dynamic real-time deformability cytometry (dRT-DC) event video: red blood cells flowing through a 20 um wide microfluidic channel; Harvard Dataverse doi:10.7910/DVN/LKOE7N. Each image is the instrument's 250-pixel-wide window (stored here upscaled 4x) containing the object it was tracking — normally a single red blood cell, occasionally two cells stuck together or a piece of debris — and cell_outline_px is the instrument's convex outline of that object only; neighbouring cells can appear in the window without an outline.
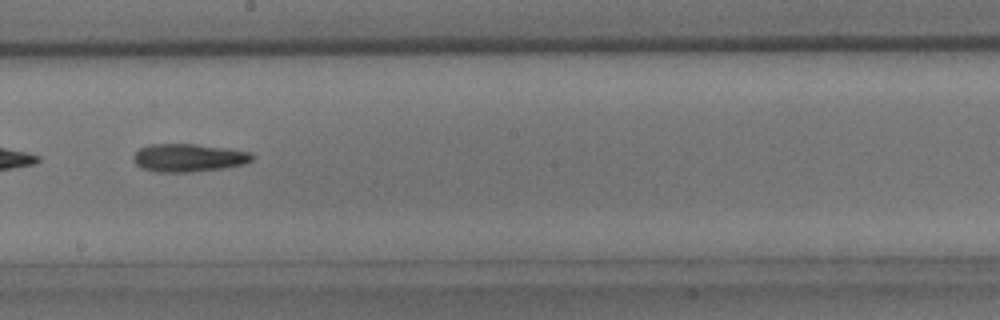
{"species": "common noctule bat (a hibernating species)", "species_latin": "Nyctalus noctula", "temperature_condition": "room temperature", "stored_images_in_passage": 29, "camera_frame_rate_fps": 3000, "um_per_image_px": 0.085, "animal": {"sex": "male", "body_mass_g": 15.6}, "frame": {"image": 1, "passage_image": 13, "time_ms": 4.0, "image_size_px": [1000, 320], "cell_outline_px": [[256, 156], [252, 160], [244, 164], [224, 168], [188, 172], [156, 172], [144, 168], [136, 164], [132, 160], [132, 156], [140, 148], [148, 144], [196, 144], [228, 148], [252, 152]], "centroid_in_image_um": [16.05, 13.4], "position_along_channel_um": 232.1, "area_um2": 19.54}}